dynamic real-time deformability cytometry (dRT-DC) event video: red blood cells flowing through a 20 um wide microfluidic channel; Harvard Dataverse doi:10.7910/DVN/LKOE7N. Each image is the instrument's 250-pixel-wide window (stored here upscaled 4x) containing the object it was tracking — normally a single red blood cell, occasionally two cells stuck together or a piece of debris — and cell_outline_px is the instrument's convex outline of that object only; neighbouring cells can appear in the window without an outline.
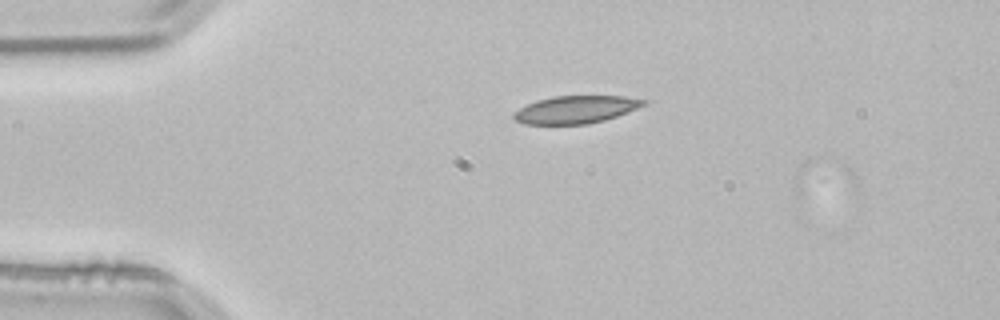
{"species": "common noctule bat (a hibernating species)", "species_latin": "Nyctalus noctula", "temperature_condition": "room temperature", "stored_images_in_passage": 4, "camera_frame_rate_fps": 3000, "um_per_image_px": 0.085, "animal": {"sex": "male", "body_mass_g": 21.5, "forearm_length_mm": 52.0}, "frame": {"image": 1, "passage_image": 1, "time_ms": 0.0, "image_size_px": [1000, 320], "cell_outline_px": [[644, 104], [636, 108], [616, 116], [604, 120], [588, 124], [524, 124], [516, 120], [512, 116], [512, 112], [536, 100], [552, 96], [624, 96], [644, 100]], "centroid_in_image_um": [48.86, 9.31], "position_along_channel_um": 36.1, "area_um2": 20.63}}